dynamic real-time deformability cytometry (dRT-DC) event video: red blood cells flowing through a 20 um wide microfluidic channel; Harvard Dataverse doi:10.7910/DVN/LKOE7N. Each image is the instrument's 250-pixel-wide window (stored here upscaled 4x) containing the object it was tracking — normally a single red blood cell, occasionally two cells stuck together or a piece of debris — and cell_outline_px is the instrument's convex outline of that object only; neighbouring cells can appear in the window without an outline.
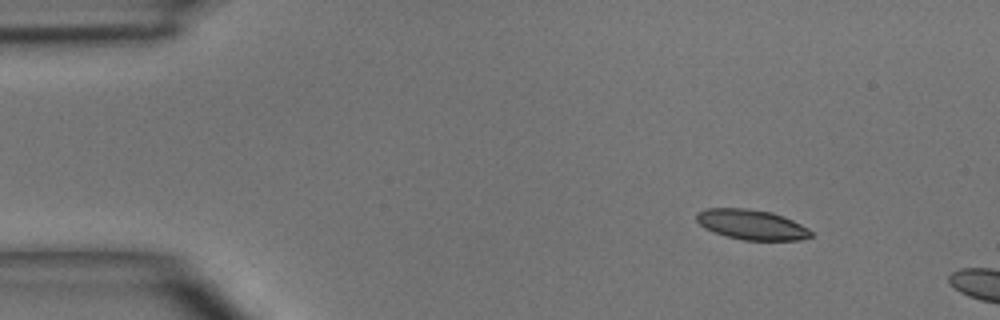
{"species": "common noctule bat (a hibernating species)", "species_latin": "Nyctalus noctula", "temperature_condition": "room temperature", "stored_images_in_passage": 2, "camera_frame_rate_fps": 3000, "um_per_image_px": 0.085, "animal": {"sex": "male", "body_mass_g": 15.6}, "frame": {"image": 1, "passage_image": 1, "time_ms": 0.0, "image_size_px": [1000, 320], "cell_outline_px": [[812, 236], [800, 240], [744, 240], [728, 236], [704, 228], [696, 220], [696, 212], [708, 208], [744, 208], [772, 212], [784, 216], [808, 228], [812, 232]], "centroid_in_image_um": [63.89, 19.08], "position_along_channel_um": 21.1, "area_um2": 19.94}}